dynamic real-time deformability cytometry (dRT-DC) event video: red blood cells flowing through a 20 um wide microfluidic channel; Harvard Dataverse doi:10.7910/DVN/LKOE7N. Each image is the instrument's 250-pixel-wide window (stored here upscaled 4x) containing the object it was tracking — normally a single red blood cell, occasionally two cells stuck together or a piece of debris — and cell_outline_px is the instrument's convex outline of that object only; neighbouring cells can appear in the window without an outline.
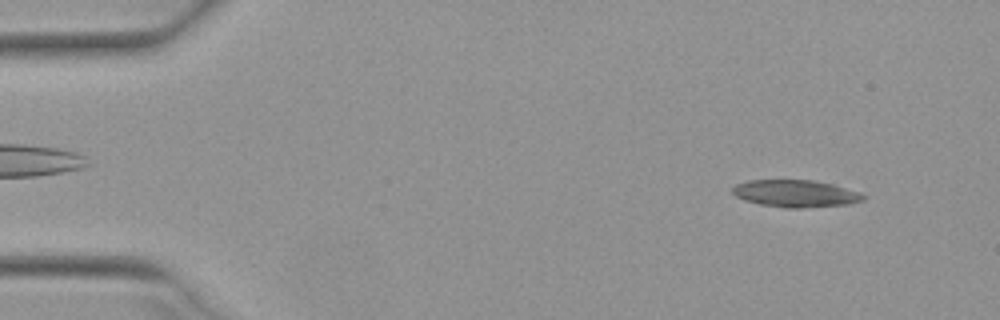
{"species": "Egyptian fruit bat (a non-hibernating species)", "species_latin": "Rousettus aegyptiacus", "temperature_condition": "warm", "stored_images_in_passage": 28, "camera_frame_rate_fps": 3000, "um_per_image_px": 0.085, "animal": {"sex": "female"}, "frame": {"image": 1, "passage_image": 3, "time_ms": 0.667, "image_size_px": [1000, 320], "cell_outline_px": [[868, 196], [864, 200], [848, 204], [804, 208], [784, 208], [760, 204], [744, 200], [736, 196], [732, 192], [732, 188], [736, 184], [748, 180], [812, 180], [832, 184], [860, 192]], "centroid_in_image_um": [67.64, 16.45], "position_along_channel_um": 17.4, "area_um2": 20.81}}
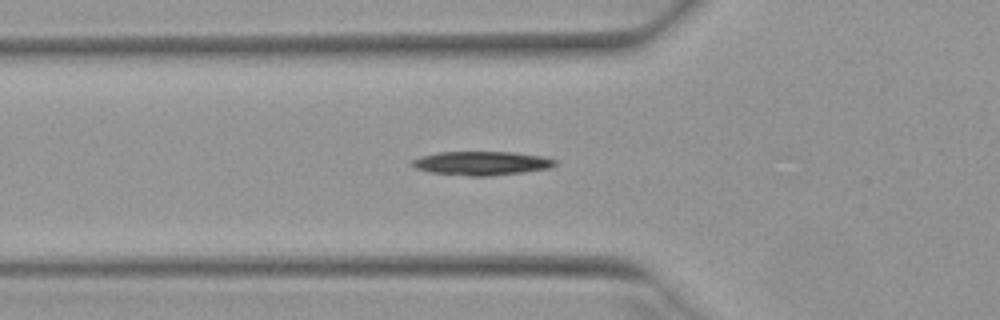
{"frame": {"image": 2, "passage_image": 16, "time_ms": 5.0, "image_size_px": [1000, 320], "cell_outline_px": [[556, 164], [548, 168], [520, 172], [488, 176], [468, 176], [428, 172], [416, 168], [408, 164], [412, 160], [420, 156], [436, 152], [512, 152], [540, 156], [556, 160]], "centroid_in_image_um": [40.83, 13.87], "position_along_channel_um": 85.0, "area_um2": 19.77}}
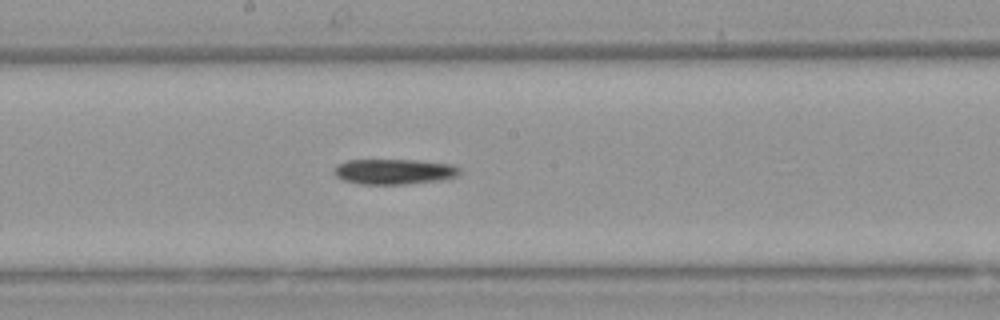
{"frame": {"image": 3, "passage_image": 26, "time_ms": 8.333, "image_size_px": [1000, 320], "cell_outline_px": [[460, 172], [456, 176], [440, 180], [404, 184], [360, 184], [344, 180], [336, 176], [332, 172], [332, 168], [336, 164], [348, 160], [420, 160], [452, 164], [460, 168]], "centroid_in_image_um": [33.46, 14.58], "position_along_channel_um": 214.7, "area_um2": 18.67}}